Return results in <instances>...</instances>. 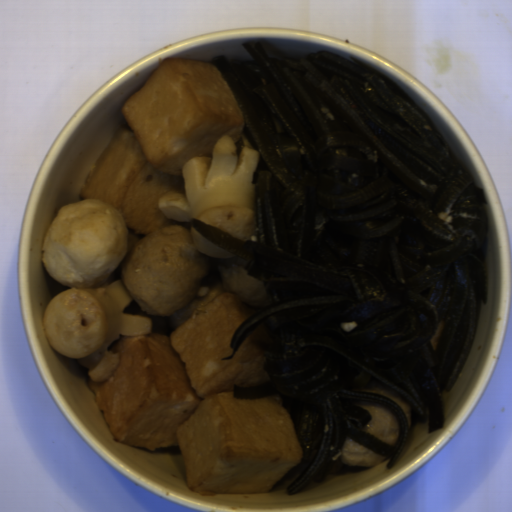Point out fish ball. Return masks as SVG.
Listing matches in <instances>:
<instances>
[{"label": "fish ball", "mask_w": 512, "mask_h": 512, "mask_svg": "<svg viewBox=\"0 0 512 512\" xmlns=\"http://www.w3.org/2000/svg\"><path fill=\"white\" fill-rule=\"evenodd\" d=\"M356 405L367 410L371 415L370 422L362 429L364 432L395 446L401 427L395 413L379 403L355 401Z\"/></svg>", "instance_id": "745d8928"}, {"label": "fish ball", "mask_w": 512, "mask_h": 512, "mask_svg": "<svg viewBox=\"0 0 512 512\" xmlns=\"http://www.w3.org/2000/svg\"><path fill=\"white\" fill-rule=\"evenodd\" d=\"M209 274L194 300L169 317L150 316L149 336L126 337L109 351L120 367L86 384L115 441L150 452L178 447L186 486L207 496L270 493L304 453L283 400L234 398V385L272 381L260 342L263 324L248 333L232 359L239 326L271 306L274 293L247 275L250 262L191 229Z\"/></svg>", "instance_id": "29854b86"}, {"label": "fish ball", "mask_w": 512, "mask_h": 512, "mask_svg": "<svg viewBox=\"0 0 512 512\" xmlns=\"http://www.w3.org/2000/svg\"><path fill=\"white\" fill-rule=\"evenodd\" d=\"M125 124L81 185L83 201L62 206L42 241L47 273L71 289L102 286L144 236L170 226L158 198L185 192L187 161L212 157L229 135L242 151L245 115L209 61L167 58L122 105Z\"/></svg>", "instance_id": "53f4d19a"}, {"label": "fish ball", "mask_w": 512, "mask_h": 512, "mask_svg": "<svg viewBox=\"0 0 512 512\" xmlns=\"http://www.w3.org/2000/svg\"><path fill=\"white\" fill-rule=\"evenodd\" d=\"M339 459L342 464L351 467L371 468L378 466L389 458L357 444L349 436H346Z\"/></svg>", "instance_id": "b283a14b"}]
</instances>
